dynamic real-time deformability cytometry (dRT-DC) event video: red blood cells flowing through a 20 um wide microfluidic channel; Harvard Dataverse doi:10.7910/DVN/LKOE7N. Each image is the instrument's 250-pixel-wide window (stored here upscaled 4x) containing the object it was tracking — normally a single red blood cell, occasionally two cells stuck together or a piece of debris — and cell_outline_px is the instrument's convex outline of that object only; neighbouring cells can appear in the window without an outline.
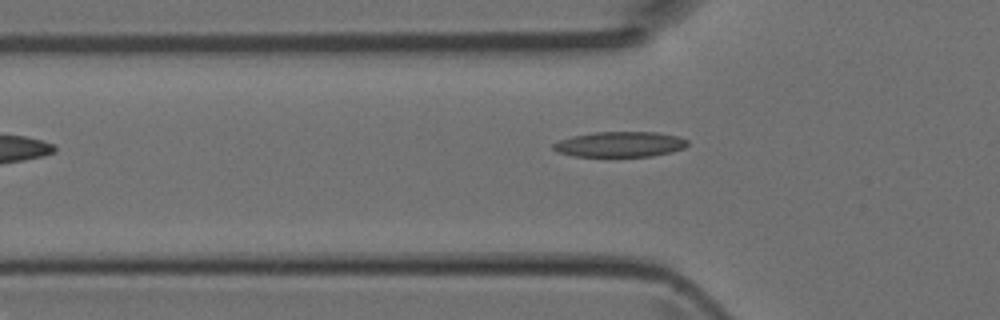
{"species": "Egyptian fruit bat (a non-hibernating species)", "species_latin": "Rousettus aegyptiacus", "temperature_condition": "room temperature", "stored_images_in_passage": 5, "camera_frame_rate_fps": 3000, "um_per_image_px": 0.085, "animal": {"sex": "female"}, "frame": {"image": 1, "passage_image": 5, "time_ms": 1.333, "image_size_px": [1000, 320], "cell_outline_px": [[688, 144], [684, 148], [672, 152], [652, 156], [572, 156], [556, 152], [552, 148], [552, 144], [560, 140], [572, 136], [592, 132], [656, 132], [676, 136], [688, 140]], "centroid_in_image_um": [52.67, 12.26], "position_along_channel_um": 73.1, "area_um2": 19.88}}